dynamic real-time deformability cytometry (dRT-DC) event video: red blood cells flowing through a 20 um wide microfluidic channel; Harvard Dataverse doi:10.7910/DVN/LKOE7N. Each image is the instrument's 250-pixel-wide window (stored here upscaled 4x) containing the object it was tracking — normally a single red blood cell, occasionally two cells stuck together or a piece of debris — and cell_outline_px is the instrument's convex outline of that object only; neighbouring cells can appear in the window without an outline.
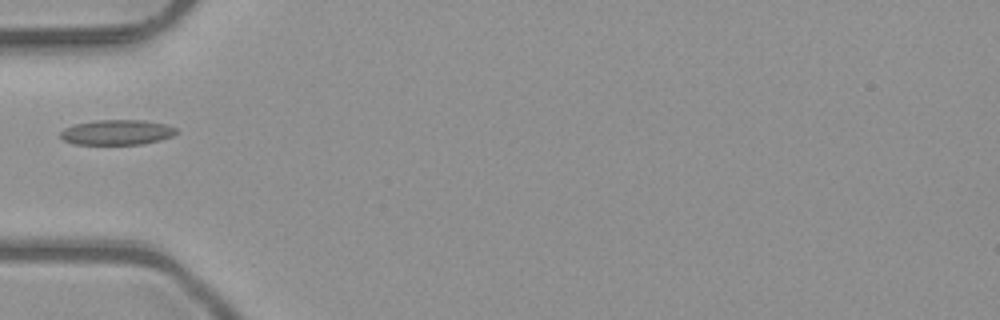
{"species": "common noctule bat (a hibernating species)", "species_latin": "Nyctalus noctula", "temperature_condition": "room temperature", "stored_images_in_passage": 3, "camera_frame_rate_fps": 3000, "um_per_image_px": 0.085, "animal": {"sex": "male", "body_mass_g": 23.1, "forearm_length_mm": 52.7}, "frame": {"image": 1, "passage_image": 1, "time_ms": 0.0, "image_size_px": [1000, 320], "cell_outline_px": [[176, 132], [172, 136], [160, 140], [144, 144], [76, 144], [64, 140], [60, 136], [60, 132], [64, 128], [76, 124], [96, 120], [144, 120], [164, 124], [176, 128]], "centroid_in_image_um": [9.94, 11.24], "position_along_channel_um": 75.1, "area_um2": 16.82}}
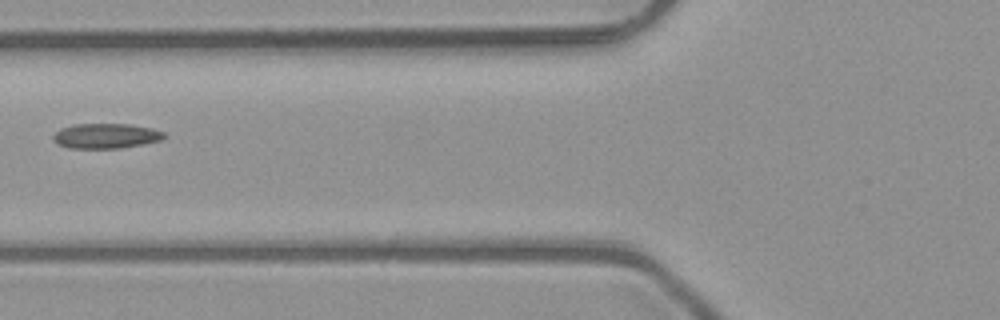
{"frame": {"image": 2, "passage_image": 2, "time_ms": 0.333, "image_size_px": [1000, 320], "cell_outline_px": [[164, 136], [160, 140], [120, 148], [68, 148], [56, 144], [52, 140], [52, 136], [60, 128], [72, 124], [128, 124], [152, 128], [164, 132]], "centroid_in_image_um": [8.92, 11.55], "position_along_channel_um": 116.9, "area_um2": 16.13}}
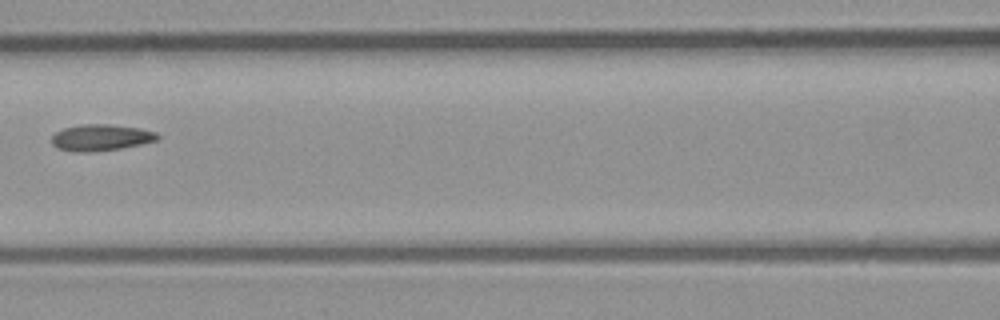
{"frame": {"image": 3, "passage_image": 3, "time_ms": 0.667, "image_size_px": [1000, 320], "cell_outline_px": [[160, 136], [156, 140], [140, 144], [120, 148], [88, 152], [76, 152], [56, 148], [52, 144], [52, 136], [56, 132], [64, 128], [84, 124], [108, 124], [140, 128], [156, 132]], "centroid_in_image_um": [8.56, 11.69], "position_along_channel_um": 158.0, "area_um2": 16.13}}